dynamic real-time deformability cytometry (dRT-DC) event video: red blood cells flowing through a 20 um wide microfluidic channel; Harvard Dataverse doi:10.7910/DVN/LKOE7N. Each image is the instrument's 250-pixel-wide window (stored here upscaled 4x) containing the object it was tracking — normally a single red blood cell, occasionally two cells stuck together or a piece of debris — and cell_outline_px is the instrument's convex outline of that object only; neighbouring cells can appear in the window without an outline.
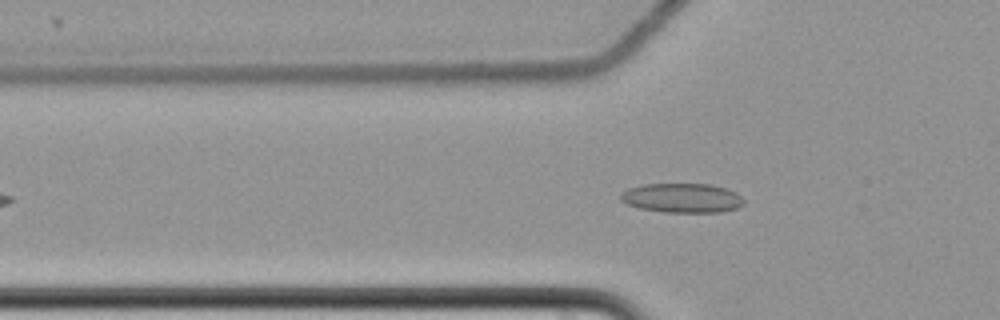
{"species": "common noctule bat (a hibernating species)", "species_latin": "Nyctalus noctula", "temperature_condition": "cold", "stored_images_in_passage": 53, "camera_frame_rate_fps": 3000, "um_per_image_px": 0.085, "animal": {"sex": "female", "body_mass_g": 22.7, "forearm_length_mm": 54.2}, "frame": {"image": 1, "passage_image": 13, "time_ms": 4.0, "image_size_px": [1000, 320], "cell_outline_px": [[744, 204], [736, 208], [720, 212], [664, 212], [640, 208], [624, 204], [620, 200], [620, 196], [628, 188], [644, 184], [712, 184], [736, 192], [744, 200]], "centroid_in_image_um": [57.97, 16.83], "position_along_channel_um": 67.8, "area_um2": 21.1}}
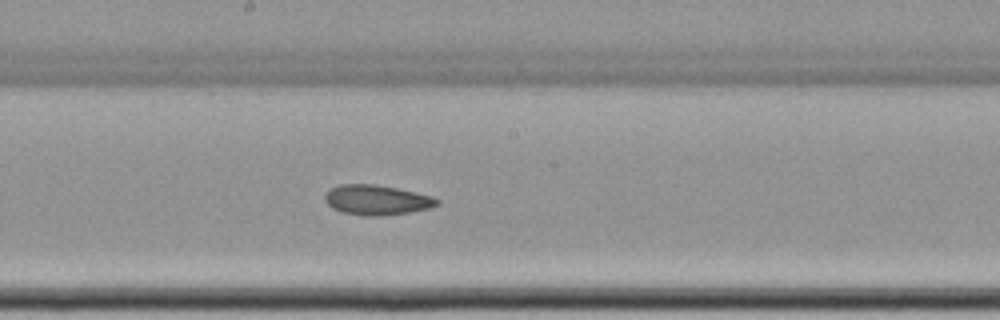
{"frame": {"image": 2, "passage_image": 26, "time_ms": 8.333, "image_size_px": [1000, 320], "cell_outline_px": [[440, 204], [428, 208], [412, 212], [376, 216], [364, 216], [344, 212], [332, 208], [324, 200], [324, 196], [332, 188], [340, 184], [376, 184], [416, 192], [432, 196], [440, 200]], "centroid_in_image_um": [32.04, 16.99], "position_along_channel_um": 216.2, "area_um2": 19.54}}
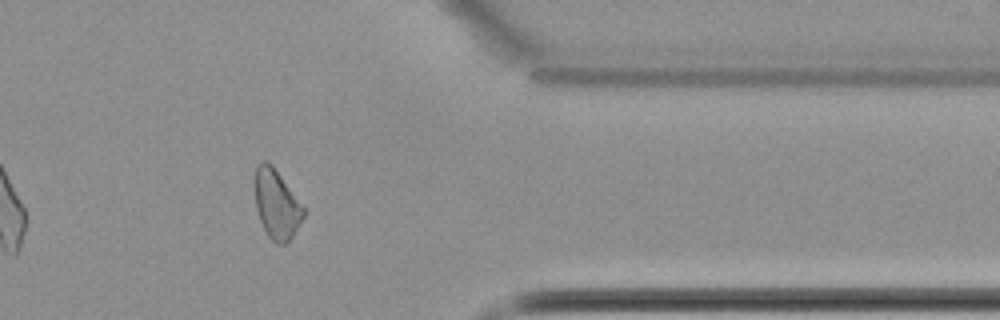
{"frame": {"image": 3, "passage_image": 42, "time_ms": 13.667, "image_size_px": [1000, 320], "cell_outline_px": [[304, 216], [300, 224], [292, 236], [284, 244], [276, 244], [268, 236], [260, 220], [256, 208], [256, 164], [260, 160], [264, 160], [272, 164], [304, 208]], "centroid_in_image_um": [23.5, 17.36], "position_along_channel_um": 387.9, "area_um2": 19.19}}